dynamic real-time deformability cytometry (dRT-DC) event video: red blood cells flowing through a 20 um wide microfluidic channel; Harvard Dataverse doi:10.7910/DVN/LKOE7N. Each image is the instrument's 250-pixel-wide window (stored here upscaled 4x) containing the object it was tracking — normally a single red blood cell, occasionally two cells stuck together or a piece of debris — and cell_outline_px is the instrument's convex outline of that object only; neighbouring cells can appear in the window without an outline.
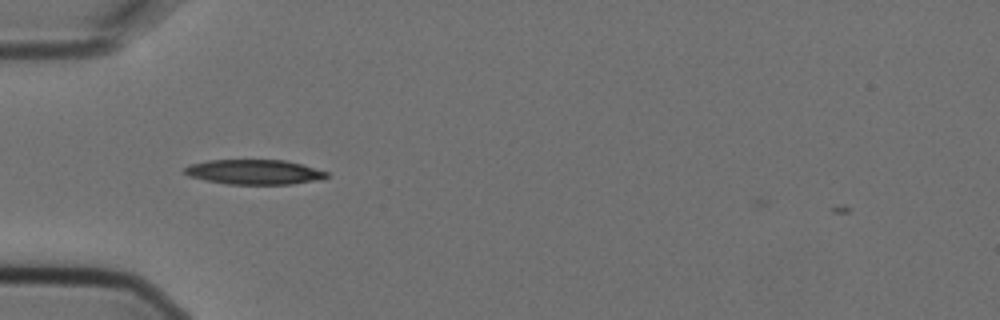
{"species": "Egyptian fruit bat (a non-hibernating species)", "species_latin": "Rousettus aegyptiacus", "temperature_condition": "cold", "stored_images_in_passage": 7, "camera_frame_rate_fps": 3000, "um_per_image_px": 0.085, "animal": {"sex": "female"}, "frame": {"image": 1, "passage_image": 3, "time_ms": 0.667, "image_size_px": [1000, 320], "cell_outline_px": [[328, 176], [320, 180], [292, 184], [228, 184], [204, 180], [188, 176], [184, 172], [184, 168], [192, 164], [208, 160], [284, 160], [300, 164], [328, 172]], "centroid_in_image_um": [21.6, 14.62], "position_along_channel_um": 63.4, "area_um2": 20.46}}
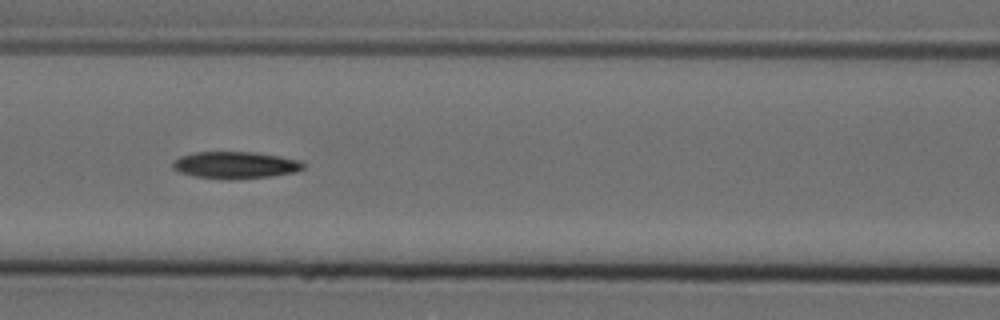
{"frame": {"image": 2, "passage_image": 5, "time_ms": 1.333, "image_size_px": [1000, 320], "cell_outline_px": [[304, 168], [296, 172], [272, 176], [228, 180], [196, 176], [180, 172], [172, 168], [172, 160], [180, 156], [196, 152], [252, 152], [280, 156], [300, 160], [304, 164]], "centroid_in_image_um": [20.0, 14.03], "position_along_channel_um": 146.6, "area_um2": 20.58}}
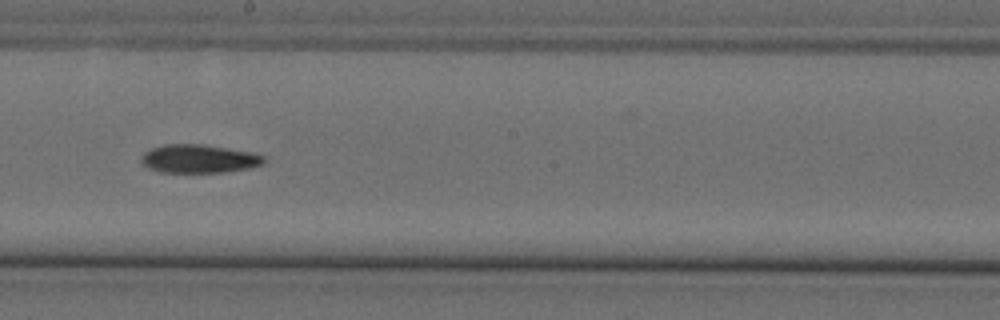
{"frame": {"image": 3, "passage_image": 7, "time_ms": 2.0, "image_size_px": [1000, 320], "cell_outline_px": [[264, 164], [248, 168], [224, 172], [160, 172], [148, 168], [140, 164], [140, 156], [144, 152], [152, 148], [164, 144], [204, 144], [252, 152], [264, 156]], "centroid_in_image_um": [16.86, 13.49], "position_along_channel_um": 231.3, "area_um2": 20.46}}